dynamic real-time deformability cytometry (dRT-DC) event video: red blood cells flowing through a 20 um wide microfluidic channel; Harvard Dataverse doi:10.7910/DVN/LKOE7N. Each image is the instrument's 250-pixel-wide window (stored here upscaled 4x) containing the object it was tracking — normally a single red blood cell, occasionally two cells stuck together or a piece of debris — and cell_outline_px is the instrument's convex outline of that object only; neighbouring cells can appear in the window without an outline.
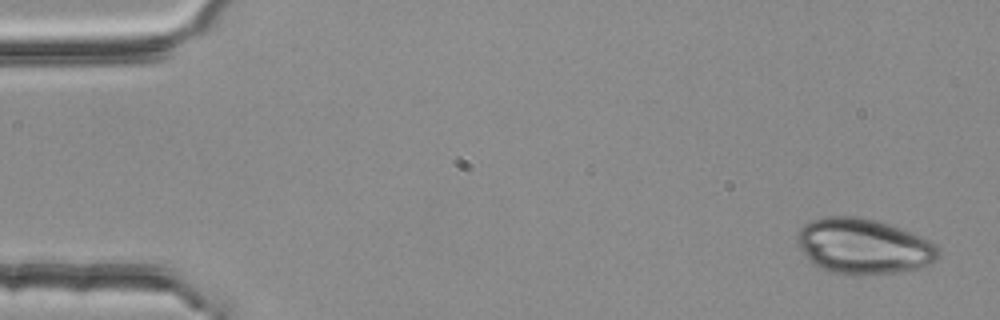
{"species": "common noctule bat (a hibernating species)", "species_latin": "Nyctalus noctula", "temperature_condition": "room temperature", "stored_images_in_passage": 5, "camera_frame_rate_fps": 3000, "um_per_image_px": 0.085, "animal": {"sex": "female", "body_mass_g": 25.1}, "frame": {"image": 1, "passage_image": 1, "time_ms": 0.0, "image_size_px": [1000, 320], "cell_outline_px": [[940, 256], [936, 260], [916, 268], [896, 272], [856, 276], [844, 276], [820, 268], [812, 264], [804, 256], [796, 240], [796, 236], [800, 228], [804, 224], [812, 220], [824, 216], [856, 216], [876, 220], [900, 228], [920, 236], [936, 244], [940, 248]], "centroid_in_image_um": [73.35, 20.94], "position_along_channel_um": 11.7, "area_um2": 46.01}}